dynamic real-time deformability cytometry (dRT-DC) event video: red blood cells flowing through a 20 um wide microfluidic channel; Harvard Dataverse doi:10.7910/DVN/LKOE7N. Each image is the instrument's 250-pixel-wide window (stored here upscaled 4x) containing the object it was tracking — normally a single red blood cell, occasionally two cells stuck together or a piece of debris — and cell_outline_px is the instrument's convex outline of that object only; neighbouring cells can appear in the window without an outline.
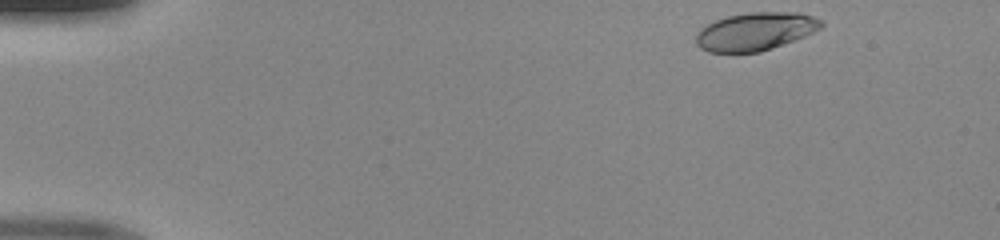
{"species": "human", "species_latin": "Homo sapiens", "temperature_condition": "room temperature", "stored_images_in_passage": 44, "camera_frame_rate_fps": 3000, "um_per_image_px": 0.085, "donor": {"sex": "male"}, "frame": {"image": 1, "passage_image": 1, "time_ms": 0.0, "image_size_px": [1000, 240], "cell_outline_px": [[824, 24], [820, 28], [804, 36], [760, 52], [708, 52], [700, 48], [696, 44], [696, 36], [700, 28], [716, 20], [728, 16], [748, 12], [796, 12], [812, 16], [820, 20]], "centroid_in_image_um": [64.18, 2.67], "position_along_channel_um": 20.8, "area_um2": 27.46}}
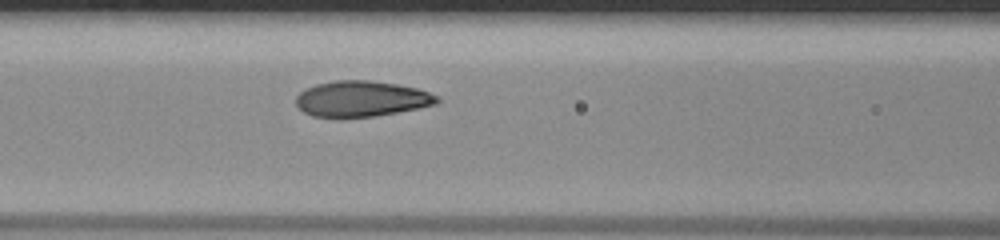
{"frame": {"image": 2, "passage_image": 17, "time_ms": 5.333, "image_size_px": [1000, 240], "cell_outline_px": [[440, 100], [436, 104], [396, 112], [372, 116], [340, 120], [336, 120], [312, 116], [304, 112], [296, 104], [296, 96], [300, 92], [316, 84], [332, 80], [368, 80], [396, 84], [416, 88], [428, 92], [436, 96]], "centroid_in_image_um": [30.65, 8.43], "position_along_channel_um": 136.0, "area_um2": 29.71}}
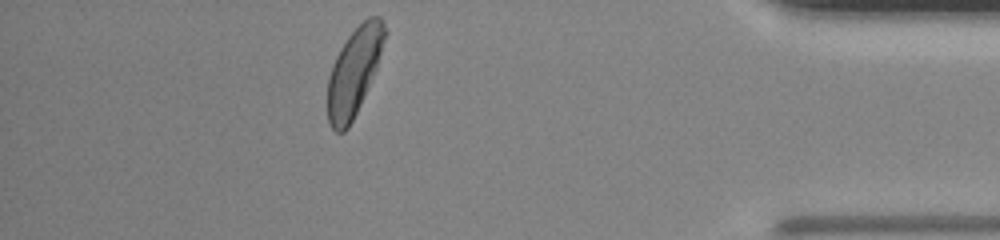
{"frame": {"image": 3, "passage_image": 39, "time_ms": 12.667, "image_size_px": [1000, 240], "cell_outline_px": [[388, 32], [376, 68], [360, 104], [348, 128], [344, 132], [336, 132], [328, 124], [328, 76], [332, 64], [340, 48], [348, 36], [368, 16], [380, 16]], "centroid_in_image_um": [30.1, 6.06], "position_along_channel_um": 405.1, "area_um2": 28.9}}